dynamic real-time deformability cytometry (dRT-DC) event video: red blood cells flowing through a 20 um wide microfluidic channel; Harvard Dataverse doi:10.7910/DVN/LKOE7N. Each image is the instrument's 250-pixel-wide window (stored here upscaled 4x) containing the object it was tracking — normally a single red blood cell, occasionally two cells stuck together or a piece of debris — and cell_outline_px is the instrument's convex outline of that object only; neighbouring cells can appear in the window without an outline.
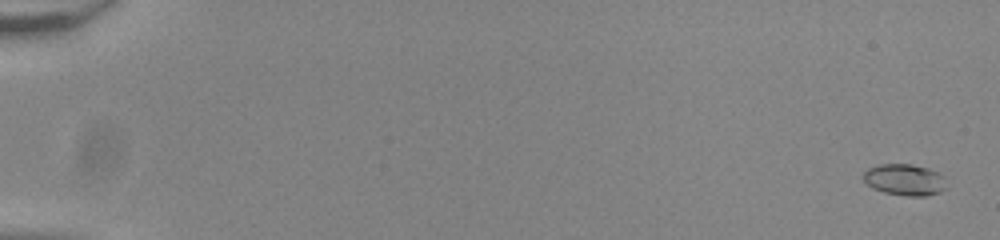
{"species": "common noctule bat (a hibernating species)", "species_latin": "Nyctalus noctula", "temperature_condition": "room temperature", "stored_images_in_passage": 56, "camera_frame_rate_fps": 3000, "um_per_image_px": 0.085, "animal": {"sex": "male", "body_mass_g": 20.0, "forearm_length_mm": 53.3}, "frame": {"image": 1, "passage_image": 2, "time_ms": 0.333, "image_size_px": [1000, 240], "cell_outline_px": [[944, 188], [940, 192], [924, 196], [904, 196], [884, 192], [872, 188], [864, 180], [864, 172], [868, 168], [880, 164], [912, 164], [928, 168], [944, 176]], "centroid_in_image_um": [76.88, 15.28], "position_along_channel_um": 8.1, "area_um2": 15.09}}
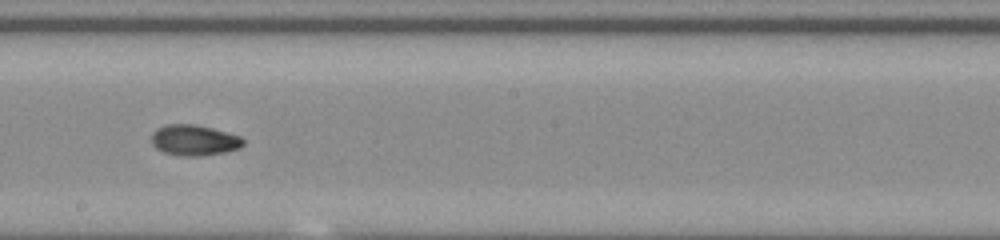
{"frame": {"image": 2, "passage_image": 34, "time_ms": 11.0, "image_size_px": [1000, 240], "cell_outline_px": [[244, 144], [240, 148], [224, 152], [200, 156], [180, 156], [164, 152], [156, 148], [152, 144], [152, 132], [156, 128], [168, 124], [196, 124], [212, 128], [240, 136], [244, 140]], "centroid_in_image_um": [16.49, 11.91], "position_along_channel_um": 231.7, "area_um2": 16.47}}
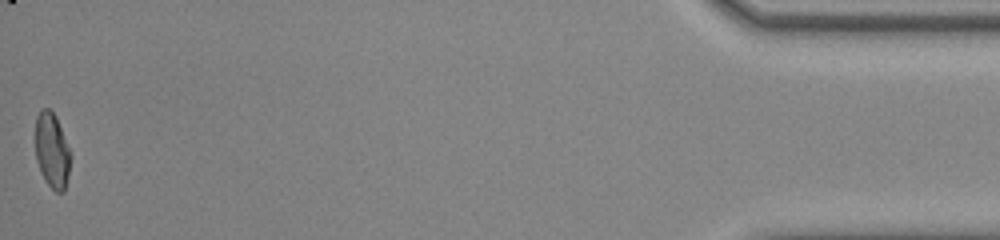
{"frame": {"image": 3, "passage_image": 56, "time_ms": 18.333, "image_size_px": [1000, 240], "cell_outline_px": [[72, 156], [68, 176], [64, 192], [56, 192], [44, 180], [36, 160], [36, 116], [40, 108], [48, 108], [56, 116]], "centroid_in_image_um": [4.43, 12.8], "position_along_channel_um": 430.8, "area_um2": 15.49}, "authors_computed_cell_mechanics": {"area_um2": 15.7216, "velocity_mm_per_s": 3.8616, "shape_relaxation_time_tau1_ms": 9.2454, "shape_relaxation_time_tau2_ms": 2.1886, "deformation_change_tau1": 0.2106, "deformation_change_tau2": 0.0568}}